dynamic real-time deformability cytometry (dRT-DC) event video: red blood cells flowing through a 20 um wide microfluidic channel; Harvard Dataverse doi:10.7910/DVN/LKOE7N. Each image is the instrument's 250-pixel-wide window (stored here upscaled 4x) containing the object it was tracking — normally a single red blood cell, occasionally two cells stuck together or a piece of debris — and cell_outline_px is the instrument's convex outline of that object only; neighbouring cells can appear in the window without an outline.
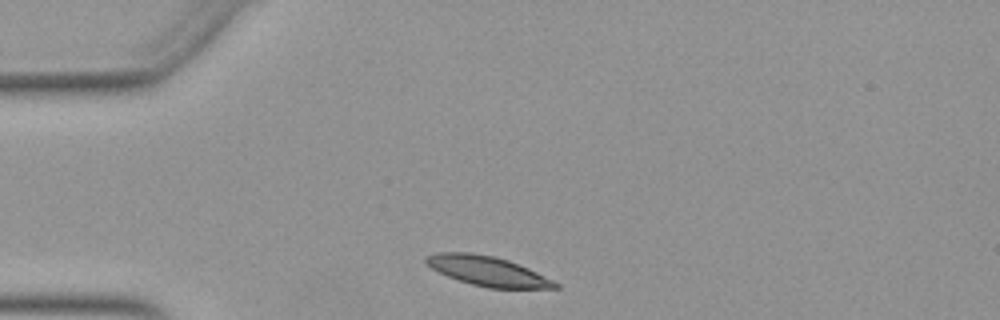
{"species": "Egyptian fruit bat (a non-hibernating species)", "species_latin": "Rousettus aegyptiacus", "temperature_condition": "warm", "stored_images_in_passage": 32, "camera_frame_rate_fps": 3000, "um_per_image_px": 0.085, "animal": {"sex": "female"}, "frame": {"image": 1, "passage_image": 2, "time_ms": 0.333, "image_size_px": [1000, 320], "cell_outline_px": [[560, 288], [488, 288], [472, 284], [448, 276], [432, 268], [424, 260], [424, 256], [440, 252], [472, 252], [492, 256], [508, 260], [528, 268], [560, 284]], "centroid_in_image_um": [41.44, 23.03], "position_along_channel_um": 43.6, "area_um2": 22.02}}
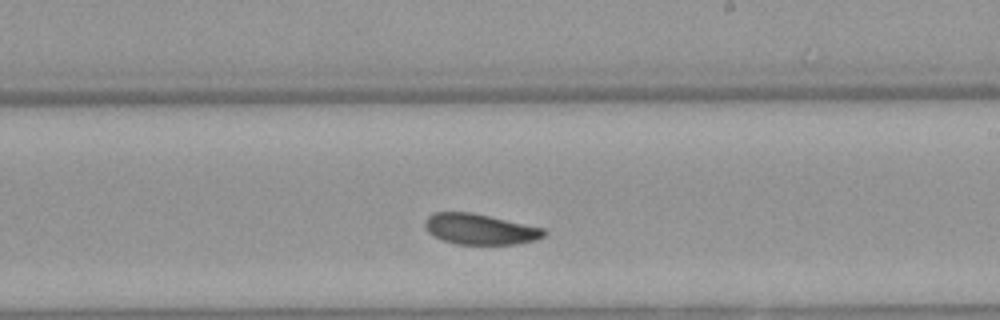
{"frame": {"image": 2, "passage_image": 20, "time_ms": 6.333, "image_size_px": [1000, 320], "cell_outline_px": [[548, 232], [544, 236], [536, 240], [516, 244], [456, 244], [432, 236], [428, 232], [424, 224], [424, 220], [432, 212], [472, 212], [544, 228]], "centroid_in_image_um": [40.79, 19.47], "position_along_channel_um": 248.2, "area_um2": 21.39}}
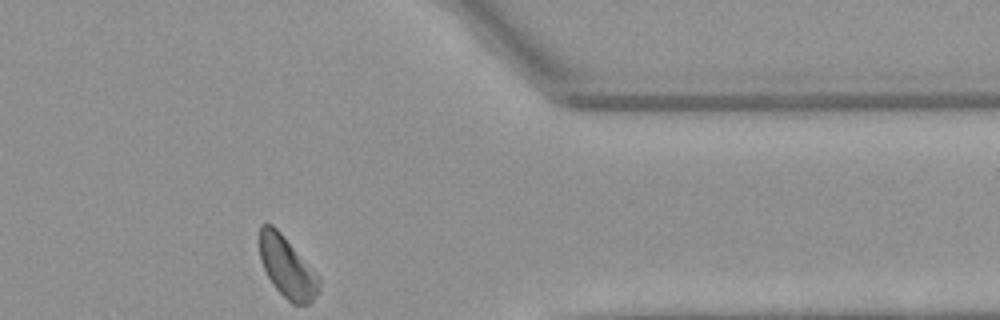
{"frame": {"image": 3, "passage_image": 32, "time_ms": 10.333, "image_size_px": [1000, 320], "cell_outline_px": [[320, 292], [308, 304], [292, 304], [272, 284], [260, 260], [260, 224], [272, 224], [280, 232], [320, 280]], "centroid_in_image_um": [24.38, 22.74], "position_along_channel_um": 387.0, "area_um2": 20.46}, "authors_computed_cell_mechanics": {"area_um2": 22.1663, "velocity_mm_per_s": 3.8648, "shape_relaxation_time_tau1_ms": 3.372, "shape_relaxation_time_tau2_ms": 4.4132, "deformation_change_tau1": 0.1107, "deformation_change_tau2": 0.0853}}